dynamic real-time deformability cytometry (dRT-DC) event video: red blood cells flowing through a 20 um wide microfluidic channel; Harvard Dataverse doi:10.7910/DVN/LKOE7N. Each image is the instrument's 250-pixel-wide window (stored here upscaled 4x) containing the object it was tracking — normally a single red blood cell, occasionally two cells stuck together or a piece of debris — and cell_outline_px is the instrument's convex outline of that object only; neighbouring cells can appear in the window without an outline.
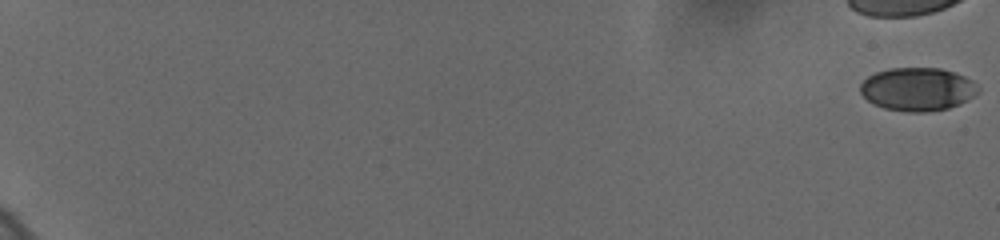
{"species": "human", "species_latin": "Homo sapiens", "temperature_condition": "cold", "stored_images_in_passage": 53, "camera_frame_rate_fps": 3000, "um_per_image_px": 0.085, "donor": {"sex": "female"}, "frame": {"image": 1, "passage_image": 1, "time_ms": 0.0, "image_size_px": [1000, 240], "cell_outline_px": [[980, 92], [960, 104], [948, 108], [928, 112], [908, 112], [884, 108], [868, 100], [860, 92], [860, 84], [868, 76], [876, 72], [888, 68], [940, 68], [956, 72], [972, 80], [980, 88]], "centroid_in_image_um": [78.02, 7.57], "position_along_channel_um": 7.0, "area_um2": 29.82}}